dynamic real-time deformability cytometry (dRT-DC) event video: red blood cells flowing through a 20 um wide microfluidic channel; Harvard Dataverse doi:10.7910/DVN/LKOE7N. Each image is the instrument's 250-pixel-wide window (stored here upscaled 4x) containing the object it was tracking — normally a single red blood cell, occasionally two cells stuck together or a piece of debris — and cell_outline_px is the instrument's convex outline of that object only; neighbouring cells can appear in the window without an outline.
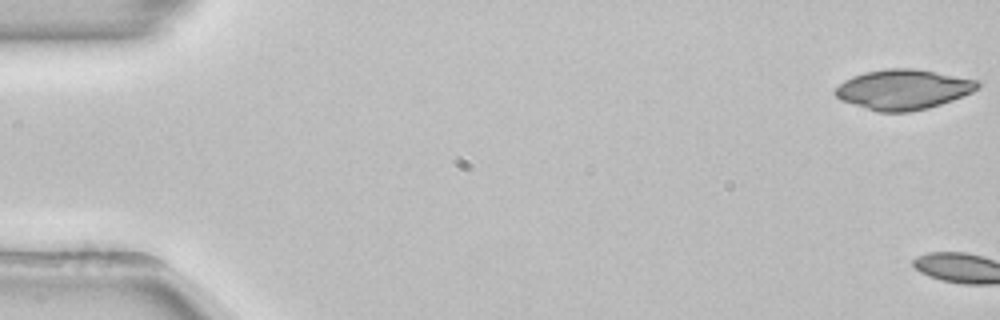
{"species": "common noctule bat (a hibernating species)", "species_latin": "Nyctalus noctula", "temperature_condition": "room temperature", "stored_images_in_passage": 3, "camera_frame_rate_fps": 3000, "um_per_image_px": 0.085, "animal": {"sex": "female", "body_mass_g": 22.7, "forearm_length_mm": 54.2}, "frame": {"image": 1, "passage_image": 1, "time_ms": 0.0, "image_size_px": [1000, 320], "cell_outline_px": [[980, 88], [972, 92], [952, 100], [928, 108], [908, 112], [876, 112], [840, 100], [832, 92], [844, 80], [852, 76], [864, 72], [888, 68], [916, 68], [980, 80]], "centroid_in_image_um": [76.77, 7.6], "position_along_channel_um": 8.2, "area_um2": 33.52}}